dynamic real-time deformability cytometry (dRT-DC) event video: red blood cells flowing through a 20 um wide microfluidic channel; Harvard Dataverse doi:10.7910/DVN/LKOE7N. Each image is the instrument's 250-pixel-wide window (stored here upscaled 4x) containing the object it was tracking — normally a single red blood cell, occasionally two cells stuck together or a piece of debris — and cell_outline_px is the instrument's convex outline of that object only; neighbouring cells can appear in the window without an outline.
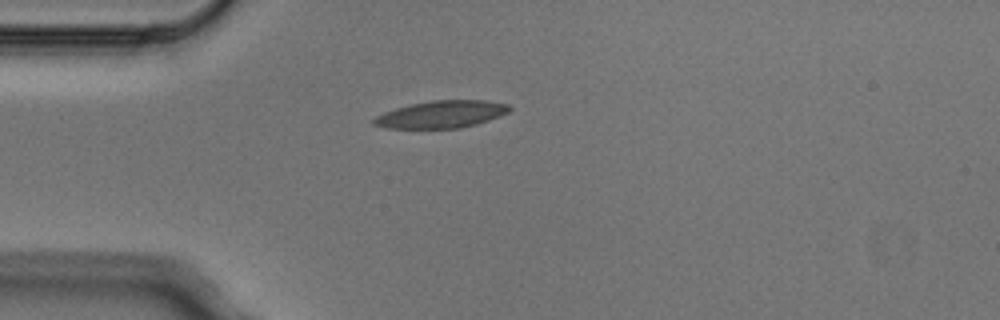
{"species": "Egyptian fruit bat (a non-hibernating species)", "species_latin": "Rousettus aegyptiacus", "temperature_condition": "cold", "stored_images_in_passage": 5, "camera_frame_rate_fps": 3000, "um_per_image_px": 0.085, "animal": {"sex": "male"}, "frame": {"image": 1, "passage_image": 5, "time_ms": 1.333, "image_size_px": [1000, 320], "cell_outline_px": [[512, 108], [508, 112], [500, 116], [476, 124], [460, 128], [384, 128], [372, 124], [372, 120], [376, 116], [384, 112], [396, 108], [412, 104], [432, 100], [484, 100], [508, 104]], "centroid_in_image_um": [37.51, 9.72], "position_along_channel_um": 47.5, "area_um2": 21.5}}